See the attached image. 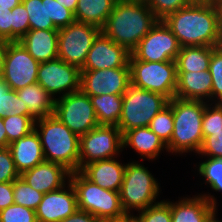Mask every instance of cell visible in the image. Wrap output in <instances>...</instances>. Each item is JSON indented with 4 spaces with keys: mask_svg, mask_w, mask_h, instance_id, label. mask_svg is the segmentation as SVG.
<instances>
[{
    "mask_svg": "<svg viewBox=\"0 0 222 222\" xmlns=\"http://www.w3.org/2000/svg\"><path fill=\"white\" fill-rule=\"evenodd\" d=\"M163 21L176 36L180 47H217L220 32L215 4H189Z\"/></svg>",
    "mask_w": 222,
    "mask_h": 222,
    "instance_id": "cell-1",
    "label": "cell"
},
{
    "mask_svg": "<svg viewBox=\"0 0 222 222\" xmlns=\"http://www.w3.org/2000/svg\"><path fill=\"white\" fill-rule=\"evenodd\" d=\"M157 21L148 5L117 0L101 32L131 53Z\"/></svg>",
    "mask_w": 222,
    "mask_h": 222,
    "instance_id": "cell-2",
    "label": "cell"
},
{
    "mask_svg": "<svg viewBox=\"0 0 222 222\" xmlns=\"http://www.w3.org/2000/svg\"><path fill=\"white\" fill-rule=\"evenodd\" d=\"M206 101L172 98L173 133L167 144L168 152L176 154L199 153L204 137L202 120Z\"/></svg>",
    "mask_w": 222,
    "mask_h": 222,
    "instance_id": "cell-3",
    "label": "cell"
},
{
    "mask_svg": "<svg viewBox=\"0 0 222 222\" xmlns=\"http://www.w3.org/2000/svg\"><path fill=\"white\" fill-rule=\"evenodd\" d=\"M46 161L57 163L71 173L79 171L80 137L73 133L54 114L35 121Z\"/></svg>",
    "mask_w": 222,
    "mask_h": 222,
    "instance_id": "cell-4",
    "label": "cell"
},
{
    "mask_svg": "<svg viewBox=\"0 0 222 222\" xmlns=\"http://www.w3.org/2000/svg\"><path fill=\"white\" fill-rule=\"evenodd\" d=\"M147 168L138 161L126 165L119 196L127 216H133V211L139 212L159 202L156 200L161 192L160 183Z\"/></svg>",
    "mask_w": 222,
    "mask_h": 222,
    "instance_id": "cell-5",
    "label": "cell"
},
{
    "mask_svg": "<svg viewBox=\"0 0 222 222\" xmlns=\"http://www.w3.org/2000/svg\"><path fill=\"white\" fill-rule=\"evenodd\" d=\"M69 181L75 190L79 210L89 212L101 221L127 216L121 207L119 192L101 188L80 171L72 172Z\"/></svg>",
    "mask_w": 222,
    "mask_h": 222,
    "instance_id": "cell-6",
    "label": "cell"
},
{
    "mask_svg": "<svg viewBox=\"0 0 222 222\" xmlns=\"http://www.w3.org/2000/svg\"><path fill=\"white\" fill-rule=\"evenodd\" d=\"M122 98V113L117 125L122 135L130 129L149 126L157 113L169 103V99L164 95L132 84L128 86Z\"/></svg>",
    "mask_w": 222,
    "mask_h": 222,
    "instance_id": "cell-7",
    "label": "cell"
},
{
    "mask_svg": "<svg viewBox=\"0 0 222 222\" xmlns=\"http://www.w3.org/2000/svg\"><path fill=\"white\" fill-rule=\"evenodd\" d=\"M129 65L133 86L162 94L169 100L175 97L177 87L176 61L145 62L137 60L131 54Z\"/></svg>",
    "mask_w": 222,
    "mask_h": 222,
    "instance_id": "cell-8",
    "label": "cell"
},
{
    "mask_svg": "<svg viewBox=\"0 0 222 222\" xmlns=\"http://www.w3.org/2000/svg\"><path fill=\"white\" fill-rule=\"evenodd\" d=\"M122 151L120 129L117 126L99 125L80 136L79 171L91 162L117 158Z\"/></svg>",
    "mask_w": 222,
    "mask_h": 222,
    "instance_id": "cell-9",
    "label": "cell"
},
{
    "mask_svg": "<svg viewBox=\"0 0 222 222\" xmlns=\"http://www.w3.org/2000/svg\"><path fill=\"white\" fill-rule=\"evenodd\" d=\"M54 115L79 137L99 126L90 96L81 90L56 98Z\"/></svg>",
    "mask_w": 222,
    "mask_h": 222,
    "instance_id": "cell-10",
    "label": "cell"
},
{
    "mask_svg": "<svg viewBox=\"0 0 222 222\" xmlns=\"http://www.w3.org/2000/svg\"><path fill=\"white\" fill-rule=\"evenodd\" d=\"M101 33L98 26L77 22L58 30V58L82 68L95 39Z\"/></svg>",
    "mask_w": 222,
    "mask_h": 222,
    "instance_id": "cell-11",
    "label": "cell"
},
{
    "mask_svg": "<svg viewBox=\"0 0 222 222\" xmlns=\"http://www.w3.org/2000/svg\"><path fill=\"white\" fill-rule=\"evenodd\" d=\"M176 36L163 20H158L131 54L140 61H175L180 51Z\"/></svg>",
    "mask_w": 222,
    "mask_h": 222,
    "instance_id": "cell-12",
    "label": "cell"
},
{
    "mask_svg": "<svg viewBox=\"0 0 222 222\" xmlns=\"http://www.w3.org/2000/svg\"><path fill=\"white\" fill-rule=\"evenodd\" d=\"M81 69L56 58L39 64L37 83L55 100L80 90ZM62 94V95H61Z\"/></svg>",
    "mask_w": 222,
    "mask_h": 222,
    "instance_id": "cell-13",
    "label": "cell"
},
{
    "mask_svg": "<svg viewBox=\"0 0 222 222\" xmlns=\"http://www.w3.org/2000/svg\"><path fill=\"white\" fill-rule=\"evenodd\" d=\"M39 64L19 41L8 42L2 79L10 89L18 91L37 83Z\"/></svg>",
    "mask_w": 222,
    "mask_h": 222,
    "instance_id": "cell-14",
    "label": "cell"
},
{
    "mask_svg": "<svg viewBox=\"0 0 222 222\" xmlns=\"http://www.w3.org/2000/svg\"><path fill=\"white\" fill-rule=\"evenodd\" d=\"M130 84V67L81 70L80 90L88 96L123 95Z\"/></svg>",
    "mask_w": 222,
    "mask_h": 222,
    "instance_id": "cell-15",
    "label": "cell"
},
{
    "mask_svg": "<svg viewBox=\"0 0 222 222\" xmlns=\"http://www.w3.org/2000/svg\"><path fill=\"white\" fill-rule=\"evenodd\" d=\"M30 30H59L74 23V13L57 0H22Z\"/></svg>",
    "mask_w": 222,
    "mask_h": 222,
    "instance_id": "cell-16",
    "label": "cell"
},
{
    "mask_svg": "<svg viewBox=\"0 0 222 222\" xmlns=\"http://www.w3.org/2000/svg\"><path fill=\"white\" fill-rule=\"evenodd\" d=\"M130 55L126 48L113 42L101 32L89 50L81 70L130 67Z\"/></svg>",
    "mask_w": 222,
    "mask_h": 222,
    "instance_id": "cell-17",
    "label": "cell"
},
{
    "mask_svg": "<svg viewBox=\"0 0 222 222\" xmlns=\"http://www.w3.org/2000/svg\"><path fill=\"white\" fill-rule=\"evenodd\" d=\"M77 209L76 193L69 181L62 188L44 194L35 213L38 222H60Z\"/></svg>",
    "mask_w": 222,
    "mask_h": 222,
    "instance_id": "cell-18",
    "label": "cell"
},
{
    "mask_svg": "<svg viewBox=\"0 0 222 222\" xmlns=\"http://www.w3.org/2000/svg\"><path fill=\"white\" fill-rule=\"evenodd\" d=\"M217 198L211 193L171 201V222H209L217 214Z\"/></svg>",
    "mask_w": 222,
    "mask_h": 222,
    "instance_id": "cell-19",
    "label": "cell"
},
{
    "mask_svg": "<svg viewBox=\"0 0 222 222\" xmlns=\"http://www.w3.org/2000/svg\"><path fill=\"white\" fill-rule=\"evenodd\" d=\"M71 172L60 164L44 160L32 169L20 174V177L32 188L46 194L65 186Z\"/></svg>",
    "mask_w": 222,
    "mask_h": 222,
    "instance_id": "cell-20",
    "label": "cell"
},
{
    "mask_svg": "<svg viewBox=\"0 0 222 222\" xmlns=\"http://www.w3.org/2000/svg\"><path fill=\"white\" fill-rule=\"evenodd\" d=\"M126 165L115 158L103 159L85 165L80 172L101 188L119 192Z\"/></svg>",
    "mask_w": 222,
    "mask_h": 222,
    "instance_id": "cell-21",
    "label": "cell"
},
{
    "mask_svg": "<svg viewBox=\"0 0 222 222\" xmlns=\"http://www.w3.org/2000/svg\"><path fill=\"white\" fill-rule=\"evenodd\" d=\"M123 150L130 147L137 152L141 159L157 160L164 149L168 152L167 145L159 138L149 126L137 127L126 131L122 135Z\"/></svg>",
    "mask_w": 222,
    "mask_h": 222,
    "instance_id": "cell-22",
    "label": "cell"
},
{
    "mask_svg": "<svg viewBox=\"0 0 222 222\" xmlns=\"http://www.w3.org/2000/svg\"><path fill=\"white\" fill-rule=\"evenodd\" d=\"M212 76L208 71L177 72L175 97L211 103Z\"/></svg>",
    "mask_w": 222,
    "mask_h": 222,
    "instance_id": "cell-23",
    "label": "cell"
},
{
    "mask_svg": "<svg viewBox=\"0 0 222 222\" xmlns=\"http://www.w3.org/2000/svg\"><path fill=\"white\" fill-rule=\"evenodd\" d=\"M9 149L19 174L34 168L45 160L41 141L35 129L24 137L10 143Z\"/></svg>",
    "mask_w": 222,
    "mask_h": 222,
    "instance_id": "cell-24",
    "label": "cell"
},
{
    "mask_svg": "<svg viewBox=\"0 0 222 222\" xmlns=\"http://www.w3.org/2000/svg\"><path fill=\"white\" fill-rule=\"evenodd\" d=\"M19 42L39 63L58 58V30H29Z\"/></svg>",
    "mask_w": 222,
    "mask_h": 222,
    "instance_id": "cell-25",
    "label": "cell"
},
{
    "mask_svg": "<svg viewBox=\"0 0 222 222\" xmlns=\"http://www.w3.org/2000/svg\"><path fill=\"white\" fill-rule=\"evenodd\" d=\"M19 98L29 109V116L34 120L54 114L55 99L38 83L16 91Z\"/></svg>",
    "mask_w": 222,
    "mask_h": 222,
    "instance_id": "cell-26",
    "label": "cell"
},
{
    "mask_svg": "<svg viewBox=\"0 0 222 222\" xmlns=\"http://www.w3.org/2000/svg\"><path fill=\"white\" fill-rule=\"evenodd\" d=\"M117 0H78L74 13L77 22L102 28Z\"/></svg>",
    "mask_w": 222,
    "mask_h": 222,
    "instance_id": "cell-27",
    "label": "cell"
},
{
    "mask_svg": "<svg viewBox=\"0 0 222 222\" xmlns=\"http://www.w3.org/2000/svg\"><path fill=\"white\" fill-rule=\"evenodd\" d=\"M215 48L209 46L181 47L175 60L177 72L208 71L211 53Z\"/></svg>",
    "mask_w": 222,
    "mask_h": 222,
    "instance_id": "cell-28",
    "label": "cell"
},
{
    "mask_svg": "<svg viewBox=\"0 0 222 222\" xmlns=\"http://www.w3.org/2000/svg\"><path fill=\"white\" fill-rule=\"evenodd\" d=\"M99 125L117 126L122 113V95L90 96Z\"/></svg>",
    "mask_w": 222,
    "mask_h": 222,
    "instance_id": "cell-29",
    "label": "cell"
},
{
    "mask_svg": "<svg viewBox=\"0 0 222 222\" xmlns=\"http://www.w3.org/2000/svg\"><path fill=\"white\" fill-rule=\"evenodd\" d=\"M199 162L197 171L205 183L215 192H222V158L207 157Z\"/></svg>",
    "mask_w": 222,
    "mask_h": 222,
    "instance_id": "cell-30",
    "label": "cell"
},
{
    "mask_svg": "<svg viewBox=\"0 0 222 222\" xmlns=\"http://www.w3.org/2000/svg\"><path fill=\"white\" fill-rule=\"evenodd\" d=\"M43 196V193L32 188L21 177L13 181V198L15 204L36 210Z\"/></svg>",
    "mask_w": 222,
    "mask_h": 222,
    "instance_id": "cell-31",
    "label": "cell"
},
{
    "mask_svg": "<svg viewBox=\"0 0 222 222\" xmlns=\"http://www.w3.org/2000/svg\"><path fill=\"white\" fill-rule=\"evenodd\" d=\"M9 143H12L34 130L35 121L30 116L13 115L3 118Z\"/></svg>",
    "mask_w": 222,
    "mask_h": 222,
    "instance_id": "cell-32",
    "label": "cell"
},
{
    "mask_svg": "<svg viewBox=\"0 0 222 222\" xmlns=\"http://www.w3.org/2000/svg\"><path fill=\"white\" fill-rule=\"evenodd\" d=\"M149 128L161 138L166 145L170 142L173 133V111L169 103L151 120Z\"/></svg>",
    "mask_w": 222,
    "mask_h": 222,
    "instance_id": "cell-33",
    "label": "cell"
},
{
    "mask_svg": "<svg viewBox=\"0 0 222 222\" xmlns=\"http://www.w3.org/2000/svg\"><path fill=\"white\" fill-rule=\"evenodd\" d=\"M138 213L133 215L136 222H171V201L160 200Z\"/></svg>",
    "mask_w": 222,
    "mask_h": 222,
    "instance_id": "cell-34",
    "label": "cell"
},
{
    "mask_svg": "<svg viewBox=\"0 0 222 222\" xmlns=\"http://www.w3.org/2000/svg\"><path fill=\"white\" fill-rule=\"evenodd\" d=\"M209 72L212 76L211 103L222 104V52L218 48L211 53Z\"/></svg>",
    "mask_w": 222,
    "mask_h": 222,
    "instance_id": "cell-35",
    "label": "cell"
},
{
    "mask_svg": "<svg viewBox=\"0 0 222 222\" xmlns=\"http://www.w3.org/2000/svg\"><path fill=\"white\" fill-rule=\"evenodd\" d=\"M204 141L198 153L201 157L222 158V127L202 129Z\"/></svg>",
    "mask_w": 222,
    "mask_h": 222,
    "instance_id": "cell-36",
    "label": "cell"
},
{
    "mask_svg": "<svg viewBox=\"0 0 222 222\" xmlns=\"http://www.w3.org/2000/svg\"><path fill=\"white\" fill-rule=\"evenodd\" d=\"M12 42L19 41L29 30L28 12L21 2L11 10Z\"/></svg>",
    "mask_w": 222,
    "mask_h": 222,
    "instance_id": "cell-37",
    "label": "cell"
},
{
    "mask_svg": "<svg viewBox=\"0 0 222 222\" xmlns=\"http://www.w3.org/2000/svg\"><path fill=\"white\" fill-rule=\"evenodd\" d=\"M0 222H38L35 210L13 203L0 211Z\"/></svg>",
    "mask_w": 222,
    "mask_h": 222,
    "instance_id": "cell-38",
    "label": "cell"
},
{
    "mask_svg": "<svg viewBox=\"0 0 222 222\" xmlns=\"http://www.w3.org/2000/svg\"><path fill=\"white\" fill-rule=\"evenodd\" d=\"M186 0H150L148 6L158 20H164L169 14L186 7Z\"/></svg>",
    "mask_w": 222,
    "mask_h": 222,
    "instance_id": "cell-39",
    "label": "cell"
},
{
    "mask_svg": "<svg viewBox=\"0 0 222 222\" xmlns=\"http://www.w3.org/2000/svg\"><path fill=\"white\" fill-rule=\"evenodd\" d=\"M19 177L9 147H0V183L13 182Z\"/></svg>",
    "mask_w": 222,
    "mask_h": 222,
    "instance_id": "cell-40",
    "label": "cell"
},
{
    "mask_svg": "<svg viewBox=\"0 0 222 222\" xmlns=\"http://www.w3.org/2000/svg\"><path fill=\"white\" fill-rule=\"evenodd\" d=\"M222 127V104L207 103L202 120V129H217Z\"/></svg>",
    "mask_w": 222,
    "mask_h": 222,
    "instance_id": "cell-41",
    "label": "cell"
},
{
    "mask_svg": "<svg viewBox=\"0 0 222 222\" xmlns=\"http://www.w3.org/2000/svg\"><path fill=\"white\" fill-rule=\"evenodd\" d=\"M13 115L29 116V109L25 104H23L17 92L15 90L9 89L7 111L4 112V117Z\"/></svg>",
    "mask_w": 222,
    "mask_h": 222,
    "instance_id": "cell-42",
    "label": "cell"
},
{
    "mask_svg": "<svg viewBox=\"0 0 222 222\" xmlns=\"http://www.w3.org/2000/svg\"><path fill=\"white\" fill-rule=\"evenodd\" d=\"M0 38L12 42L11 10L0 11Z\"/></svg>",
    "mask_w": 222,
    "mask_h": 222,
    "instance_id": "cell-43",
    "label": "cell"
},
{
    "mask_svg": "<svg viewBox=\"0 0 222 222\" xmlns=\"http://www.w3.org/2000/svg\"><path fill=\"white\" fill-rule=\"evenodd\" d=\"M13 203V182L0 183V211Z\"/></svg>",
    "mask_w": 222,
    "mask_h": 222,
    "instance_id": "cell-44",
    "label": "cell"
},
{
    "mask_svg": "<svg viewBox=\"0 0 222 222\" xmlns=\"http://www.w3.org/2000/svg\"><path fill=\"white\" fill-rule=\"evenodd\" d=\"M60 222H102L96 216L90 214L89 212L77 209L72 215L63 219Z\"/></svg>",
    "mask_w": 222,
    "mask_h": 222,
    "instance_id": "cell-45",
    "label": "cell"
},
{
    "mask_svg": "<svg viewBox=\"0 0 222 222\" xmlns=\"http://www.w3.org/2000/svg\"><path fill=\"white\" fill-rule=\"evenodd\" d=\"M8 42L9 41L0 38V79H2L3 76L4 57Z\"/></svg>",
    "mask_w": 222,
    "mask_h": 222,
    "instance_id": "cell-46",
    "label": "cell"
},
{
    "mask_svg": "<svg viewBox=\"0 0 222 222\" xmlns=\"http://www.w3.org/2000/svg\"><path fill=\"white\" fill-rule=\"evenodd\" d=\"M21 2L22 0H0V11L12 10Z\"/></svg>",
    "mask_w": 222,
    "mask_h": 222,
    "instance_id": "cell-47",
    "label": "cell"
},
{
    "mask_svg": "<svg viewBox=\"0 0 222 222\" xmlns=\"http://www.w3.org/2000/svg\"><path fill=\"white\" fill-rule=\"evenodd\" d=\"M9 142L7 139V134L3 124V118L0 117V147H9Z\"/></svg>",
    "mask_w": 222,
    "mask_h": 222,
    "instance_id": "cell-48",
    "label": "cell"
},
{
    "mask_svg": "<svg viewBox=\"0 0 222 222\" xmlns=\"http://www.w3.org/2000/svg\"><path fill=\"white\" fill-rule=\"evenodd\" d=\"M8 104V91L6 93H2L1 101H0V117L4 118V112L7 111Z\"/></svg>",
    "mask_w": 222,
    "mask_h": 222,
    "instance_id": "cell-49",
    "label": "cell"
},
{
    "mask_svg": "<svg viewBox=\"0 0 222 222\" xmlns=\"http://www.w3.org/2000/svg\"><path fill=\"white\" fill-rule=\"evenodd\" d=\"M57 1H58V3L63 4L66 8H68L73 13H75L78 0H57Z\"/></svg>",
    "mask_w": 222,
    "mask_h": 222,
    "instance_id": "cell-50",
    "label": "cell"
},
{
    "mask_svg": "<svg viewBox=\"0 0 222 222\" xmlns=\"http://www.w3.org/2000/svg\"><path fill=\"white\" fill-rule=\"evenodd\" d=\"M217 13H218V28L219 31H222V0L215 4Z\"/></svg>",
    "mask_w": 222,
    "mask_h": 222,
    "instance_id": "cell-51",
    "label": "cell"
},
{
    "mask_svg": "<svg viewBox=\"0 0 222 222\" xmlns=\"http://www.w3.org/2000/svg\"><path fill=\"white\" fill-rule=\"evenodd\" d=\"M9 89L10 87L8 86V84L3 79H0V101L2 93H6Z\"/></svg>",
    "mask_w": 222,
    "mask_h": 222,
    "instance_id": "cell-52",
    "label": "cell"
},
{
    "mask_svg": "<svg viewBox=\"0 0 222 222\" xmlns=\"http://www.w3.org/2000/svg\"><path fill=\"white\" fill-rule=\"evenodd\" d=\"M125 2H129V3H141V4H146L148 5L150 0H123Z\"/></svg>",
    "mask_w": 222,
    "mask_h": 222,
    "instance_id": "cell-53",
    "label": "cell"
},
{
    "mask_svg": "<svg viewBox=\"0 0 222 222\" xmlns=\"http://www.w3.org/2000/svg\"><path fill=\"white\" fill-rule=\"evenodd\" d=\"M102 222H130V216H126L125 218L120 220H104Z\"/></svg>",
    "mask_w": 222,
    "mask_h": 222,
    "instance_id": "cell-54",
    "label": "cell"
},
{
    "mask_svg": "<svg viewBox=\"0 0 222 222\" xmlns=\"http://www.w3.org/2000/svg\"><path fill=\"white\" fill-rule=\"evenodd\" d=\"M220 35H219V39H218V44L217 47L221 52H222V31H219Z\"/></svg>",
    "mask_w": 222,
    "mask_h": 222,
    "instance_id": "cell-55",
    "label": "cell"
},
{
    "mask_svg": "<svg viewBox=\"0 0 222 222\" xmlns=\"http://www.w3.org/2000/svg\"><path fill=\"white\" fill-rule=\"evenodd\" d=\"M220 0H201V4H216Z\"/></svg>",
    "mask_w": 222,
    "mask_h": 222,
    "instance_id": "cell-56",
    "label": "cell"
},
{
    "mask_svg": "<svg viewBox=\"0 0 222 222\" xmlns=\"http://www.w3.org/2000/svg\"><path fill=\"white\" fill-rule=\"evenodd\" d=\"M218 215L215 214L210 220L209 222H222L221 220H219V218H216Z\"/></svg>",
    "mask_w": 222,
    "mask_h": 222,
    "instance_id": "cell-57",
    "label": "cell"
},
{
    "mask_svg": "<svg viewBox=\"0 0 222 222\" xmlns=\"http://www.w3.org/2000/svg\"><path fill=\"white\" fill-rule=\"evenodd\" d=\"M189 4H201V0H186Z\"/></svg>",
    "mask_w": 222,
    "mask_h": 222,
    "instance_id": "cell-58",
    "label": "cell"
},
{
    "mask_svg": "<svg viewBox=\"0 0 222 222\" xmlns=\"http://www.w3.org/2000/svg\"><path fill=\"white\" fill-rule=\"evenodd\" d=\"M130 222H136L133 216H130Z\"/></svg>",
    "mask_w": 222,
    "mask_h": 222,
    "instance_id": "cell-59",
    "label": "cell"
}]
</instances>
